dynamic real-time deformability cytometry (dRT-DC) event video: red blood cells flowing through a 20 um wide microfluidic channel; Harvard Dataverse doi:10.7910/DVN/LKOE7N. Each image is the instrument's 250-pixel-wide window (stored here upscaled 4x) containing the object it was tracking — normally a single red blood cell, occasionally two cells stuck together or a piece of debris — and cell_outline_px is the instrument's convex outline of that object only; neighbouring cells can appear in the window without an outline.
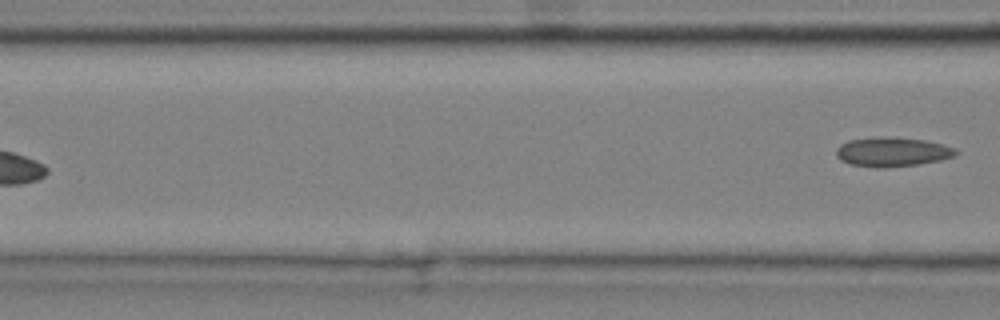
{"species": "common noctule bat (a hibernating species)", "species_latin": "Nyctalus noctula", "temperature_condition": "cold", "stored_images_in_passage": 8, "camera_frame_rate_fps": 3000, "um_per_image_px": 0.085, "animal": {"sex": "male", "body_mass_g": 20.4}, "frame": {"image": 1, "passage_image": 8, "time_ms": 2.333, "image_size_px": [1000, 320], "cell_outline_px": [[960, 152], [956, 156], [940, 160], [916, 164], [884, 168], [876, 168], [848, 164], [840, 160], [836, 156], [836, 148], [840, 144], [848, 140], [924, 140], [944, 144], [956, 148]], "centroid_in_image_um": [75.87, 12.97], "position_along_channel_um": 90.7, "area_um2": 19.59}}